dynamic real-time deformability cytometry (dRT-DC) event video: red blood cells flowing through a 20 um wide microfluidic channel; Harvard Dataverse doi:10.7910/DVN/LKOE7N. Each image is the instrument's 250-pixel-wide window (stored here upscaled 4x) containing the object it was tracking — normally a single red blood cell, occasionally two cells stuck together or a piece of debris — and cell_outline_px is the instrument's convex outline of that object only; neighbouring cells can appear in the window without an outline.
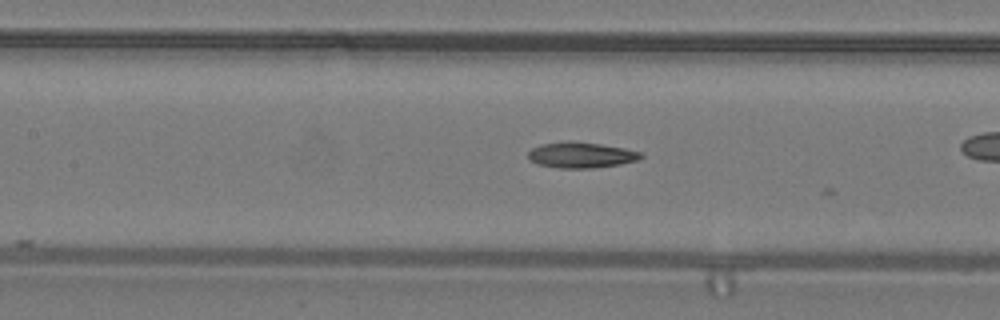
{"species": "common noctule bat (a hibernating species)", "species_latin": "Nyctalus noctula", "temperature_condition": "warm", "stored_images_in_passage": 18, "camera_frame_rate_fps": 3000, "um_per_image_px": 0.085, "animal": {"sex": "male", "body_mass_g": 19.2, "forearm_length_mm": 51.8}, "frame": {"image": 1, "passage_image": 15, "time_ms": 4.667, "image_size_px": [1000, 320], "cell_outline_px": [[644, 156], [636, 160], [620, 164], [592, 168], [556, 168], [536, 164], [528, 156], [528, 152], [532, 148], [540, 144], [600, 144], [624, 148], [644, 152]], "centroid_in_image_um": [49.44, 13.22], "position_along_channel_um": 158.0, "area_um2": 16.18}}